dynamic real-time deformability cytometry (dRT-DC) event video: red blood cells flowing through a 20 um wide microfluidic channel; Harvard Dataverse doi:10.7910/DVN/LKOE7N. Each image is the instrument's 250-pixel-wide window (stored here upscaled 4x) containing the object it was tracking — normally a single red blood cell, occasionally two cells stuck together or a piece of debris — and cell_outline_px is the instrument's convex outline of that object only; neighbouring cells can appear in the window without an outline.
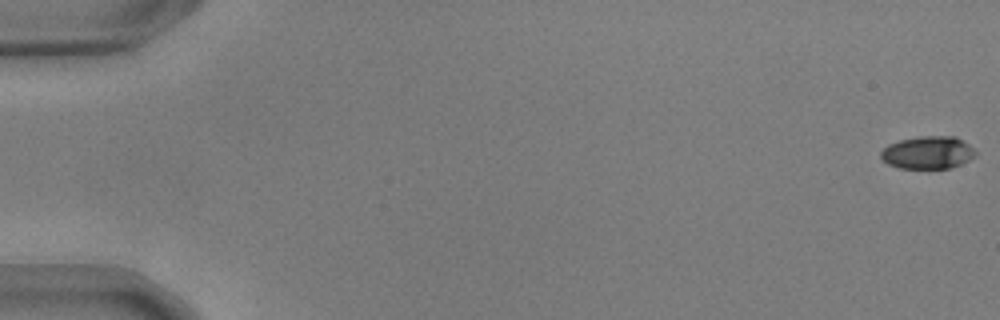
{"species": "common noctule bat (a hibernating species)", "species_latin": "Nyctalus noctula", "temperature_condition": "warm", "stored_images_in_passage": 56, "camera_frame_rate_fps": 3000, "um_per_image_px": 0.085, "animal": {"sex": "male", "body_mass_g": 17.9, "forearm_length_mm": 54.2}, "frame": {"image": 1, "passage_image": 1, "time_ms": 0.0, "image_size_px": [1000, 320], "cell_outline_px": [[976, 152], [968, 160], [960, 164], [948, 168], [900, 168], [888, 164], [880, 156], [880, 152], [888, 144], [900, 140], [916, 136], [956, 136], [968, 144]], "centroid_in_image_um": [78.83, 12.95], "position_along_channel_um": 6.2, "area_um2": 17.86}}
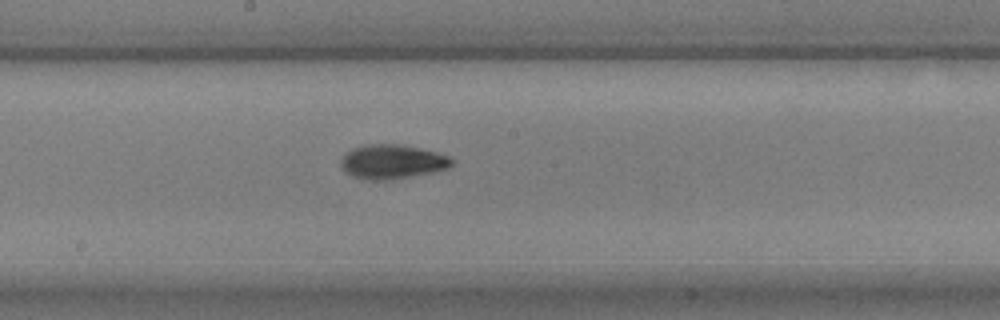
{"frame": {"image": 2, "passage_image": 31, "time_ms": 10.0, "image_size_px": [1000, 320], "cell_outline_px": [[452, 164], [448, 168], [432, 172], [392, 180], [372, 180], [352, 176], [340, 164], [340, 160], [352, 148], [364, 144], [400, 144], [436, 152], [448, 156], [452, 160]], "centroid_in_image_um": [33.33, 13.74], "position_along_channel_um": 214.9, "area_um2": 21.91}}
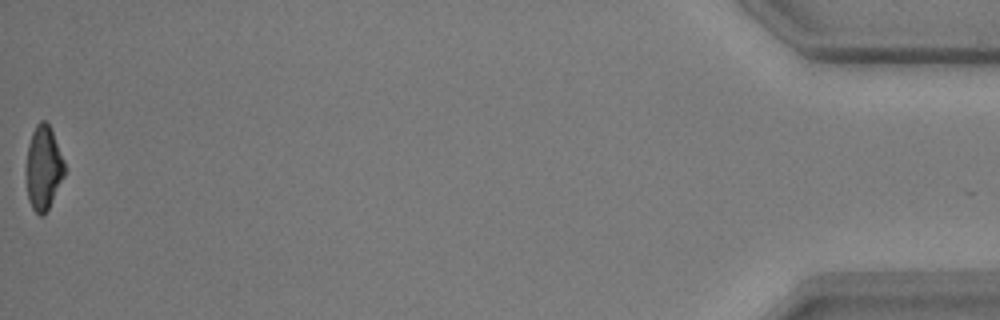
{"frame": {"image": 3, "passage_image": 56, "time_ms": 18.333, "image_size_px": [1000, 320], "cell_outline_px": [[64, 176], [44, 216], [40, 216], [32, 208], [28, 200], [24, 172], [28, 144], [32, 132], [36, 124], [40, 120], [44, 120], [48, 124], [52, 132], [64, 160]], "centroid_in_image_um": [3.65, 14.28], "position_along_channel_um": 431.6, "area_um2": 18.96}, "authors_computed_cell_mechanics": {"area_um2": 19.9121, "velocity_mm_per_s": 3.7, "shape_relaxation_time_tau1_ms": 3.0966, "shape_relaxation_time_tau2_ms": 7.059, "deformation_change_tau1": 0.133, "deformation_change_tau2": 0.1298}}